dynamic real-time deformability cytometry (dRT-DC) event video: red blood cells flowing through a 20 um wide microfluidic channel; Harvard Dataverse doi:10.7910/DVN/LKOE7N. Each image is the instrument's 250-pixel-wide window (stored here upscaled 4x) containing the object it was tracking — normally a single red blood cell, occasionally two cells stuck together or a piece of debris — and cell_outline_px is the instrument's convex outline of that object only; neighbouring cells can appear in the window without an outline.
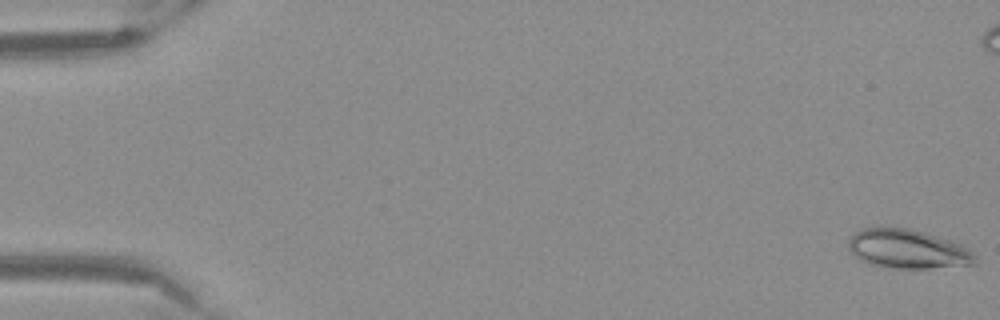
{"species": "Egyptian fruit bat (a non-hibernating species)", "species_latin": "Rousettus aegyptiacus", "temperature_condition": "warm", "stored_images_in_passage": 54, "camera_frame_rate_fps": 3000, "um_per_image_px": 0.085, "frame": {"image": 1, "passage_image": 1, "time_ms": 0.0, "image_size_px": [1000, 320], "cell_outline_px": [[976, 264], [928, 268], [896, 268], [868, 264], [860, 260], [848, 248], [848, 240], [856, 232], [864, 228], [880, 224], [908, 228], [924, 232], [952, 240], [968, 248], [976, 256]], "centroid_in_image_um": [77.13, 21.13], "position_along_channel_um": 7.9, "area_um2": 29.3}}
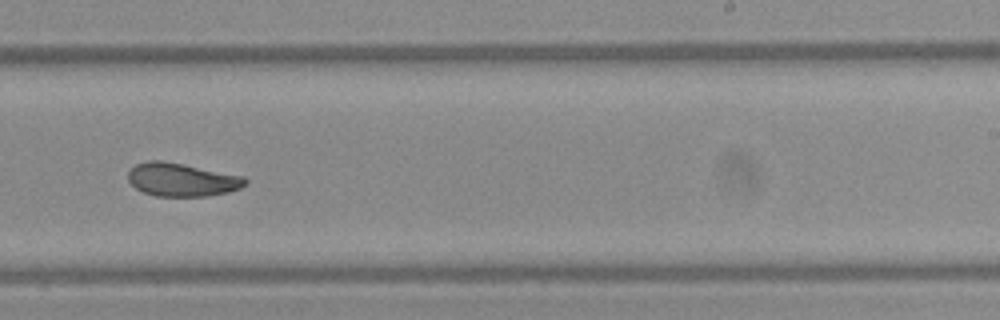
{"frame": {"image": 2, "passage_image": 34, "time_ms": 11.0, "image_size_px": [1000, 320], "cell_outline_px": [[248, 184], [240, 188], [228, 192], [208, 196], [156, 196], [144, 192], [136, 188], [128, 180], [128, 172], [136, 164], [148, 160], [160, 160], [244, 176], [248, 180]], "centroid_in_image_um": [15.47, 15.28], "position_along_channel_um": 273.5, "area_um2": 22.6}}
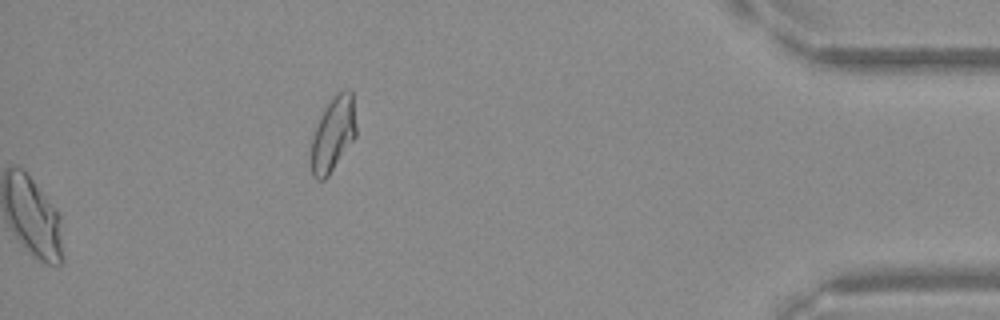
{"frame": {"image": 3, "passage_image": 54, "time_ms": 17.667, "image_size_px": [1000, 320], "cell_outline_px": [[356, 136], [328, 176], [324, 180], [316, 180], [312, 176], [312, 136], [320, 116], [324, 108], [332, 96], [336, 92], [344, 88], [348, 88], [352, 92], [356, 128]], "centroid_in_image_um": [28.32, 11.36], "position_along_channel_um": 406.9, "area_um2": 19.59}}